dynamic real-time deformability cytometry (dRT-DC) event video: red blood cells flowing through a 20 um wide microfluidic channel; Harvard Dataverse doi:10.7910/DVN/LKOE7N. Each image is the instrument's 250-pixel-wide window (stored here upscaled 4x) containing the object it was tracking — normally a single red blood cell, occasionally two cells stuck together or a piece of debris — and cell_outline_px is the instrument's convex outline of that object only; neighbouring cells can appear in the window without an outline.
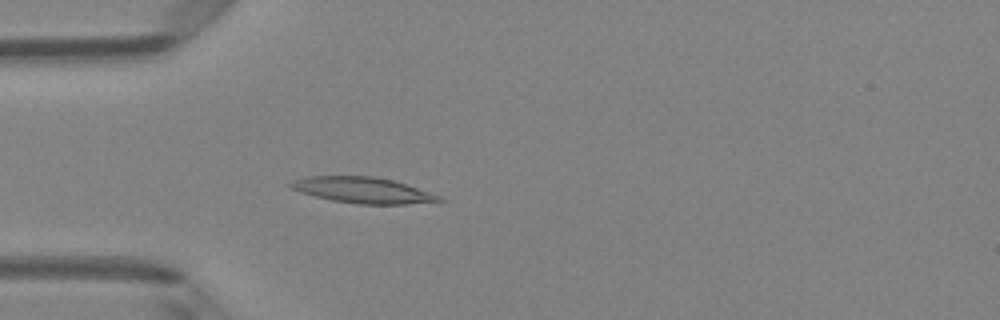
{"species": "Egyptian fruit bat (a non-hibernating species)", "species_latin": "Rousettus aegyptiacus", "temperature_condition": "room temperature", "stored_images_in_passage": 4, "camera_frame_rate_fps": 3000, "um_per_image_px": 0.085, "animal": {"sex": "female"}, "frame": {"image": 1, "passage_image": 4, "time_ms": 1.0, "image_size_px": [1000, 320], "cell_outline_px": [[444, 200], [408, 204], [356, 204], [332, 200], [300, 192], [292, 188], [288, 184], [292, 180], [304, 176], [376, 176], [392, 180], [440, 196]], "centroid_in_image_um": [30.77, 16.16], "position_along_channel_um": 54.2, "area_um2": 22.14}}